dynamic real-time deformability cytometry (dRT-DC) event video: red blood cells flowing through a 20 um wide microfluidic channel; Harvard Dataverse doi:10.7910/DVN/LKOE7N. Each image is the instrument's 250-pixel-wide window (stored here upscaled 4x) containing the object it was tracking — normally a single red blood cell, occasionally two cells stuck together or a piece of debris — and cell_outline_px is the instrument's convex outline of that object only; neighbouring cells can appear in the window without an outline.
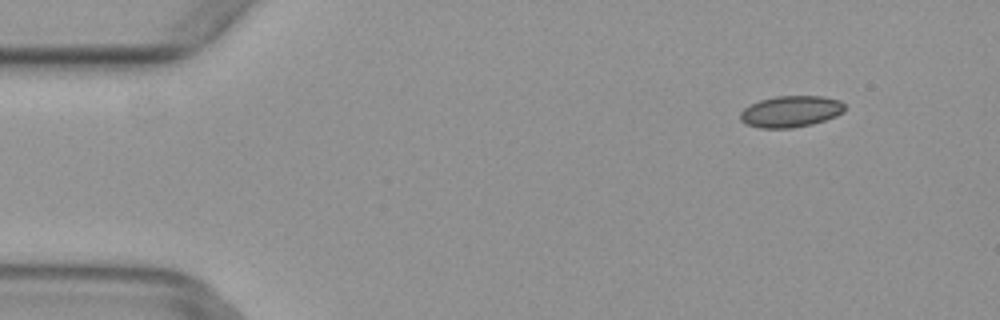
{"species": "common noctule bat (a hibernating species)", "species_latin": "Nyctalus noctula", "temperature_condition": "warm", "stored_images_in_passage": 4, "camera_frame_rate_fps": 3000, "um_per_image_px": 0.085, "animal": {"sex": "female", "body_mass_g": 29.2, "forearm_length_mm": 56.3}, "frame": {"image": 1, "passage_image": 2, "time_ms": 0.333, "image_size_px": [1000, 320], "cell_outline_px": [[844, 112], [836, 116], [812, 124], [792, 128], [760, 128], [744, 124], [740, 120], [740, 112], [744, 108], [760, 100], [776, 96], [824, 96], [840, 100], [844, 104]], "centroid_in_image_um": [67.21, 9.48], "position_along_channel_um": 17.8, "area_um2": 19.19}}